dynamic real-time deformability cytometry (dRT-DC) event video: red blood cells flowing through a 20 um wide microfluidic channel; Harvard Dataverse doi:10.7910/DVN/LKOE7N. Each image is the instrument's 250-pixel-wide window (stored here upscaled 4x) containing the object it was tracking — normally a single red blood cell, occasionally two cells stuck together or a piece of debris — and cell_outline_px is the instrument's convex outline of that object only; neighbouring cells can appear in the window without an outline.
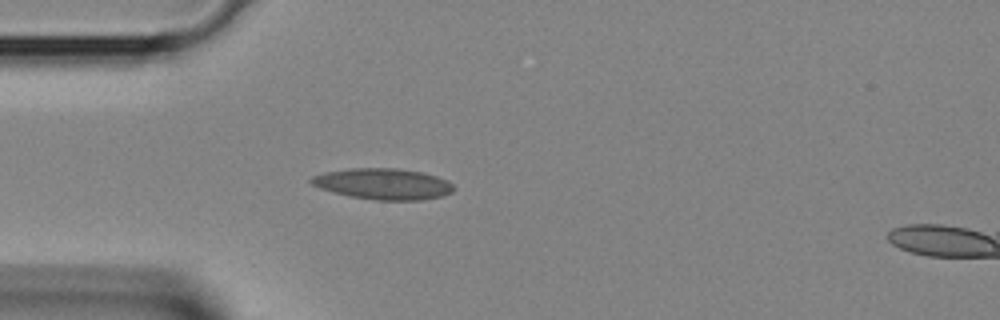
{"species": "Egyptian fruit bat (a non-hibernating species)", "species_latin": "Rousettus aegyptiacus", "temperature_condition": "room temperature", "stored_images_in_passage": 28, "camera_frame_rate_fps": 3000, "um_per_image_px": 0.085, "animal": {"sex": "female"}, "frame": {"image": 1, "passage_image": 2, "time_ms": 0.333, "image_size_px": [1000, 320], "cell_outline_px": [[456, 188], [452, 192], [444, 196], [420, 200], [376, 200], [352, 196], [332, 192], [320, 188], [312, 184], [308, 180], [312, 176], [324, 172], [352, 168], [396, 168], [420, 172], [436, 176], [448, 180]], "centroid_in_image_um": [32.58, 15.63], "position_along_channel_um": 52.4, "area_um2": 25.78}}
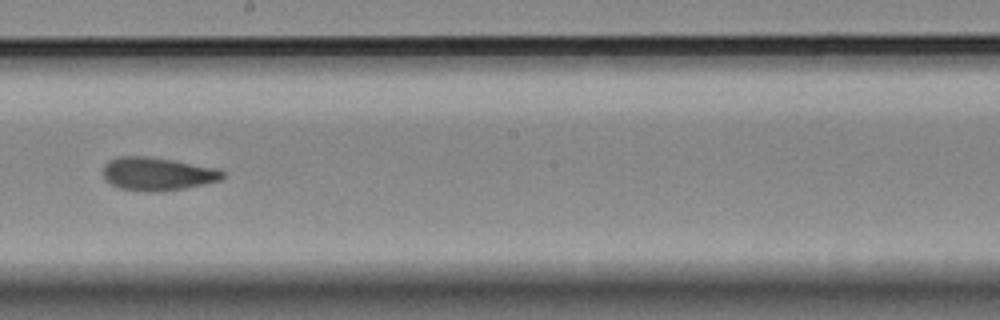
{"frame": {"image": 2, "passage_image": 13, "time_ms": 4.0, "image_size_px": [1000, 320], "cell_outline_px": [[224, 176], [220, 180], [204, 184], [164, 192], [148, 192], [120, 188], [104, 180], [104, 164], [108, 160], [120, 156], [144, 156], [172, 160], [216, 168], [224, 172]], "centroid_in_image_um": [13.36, 14.79], "position_along_channel_um": 234.8, "area_um2": 23.06}}
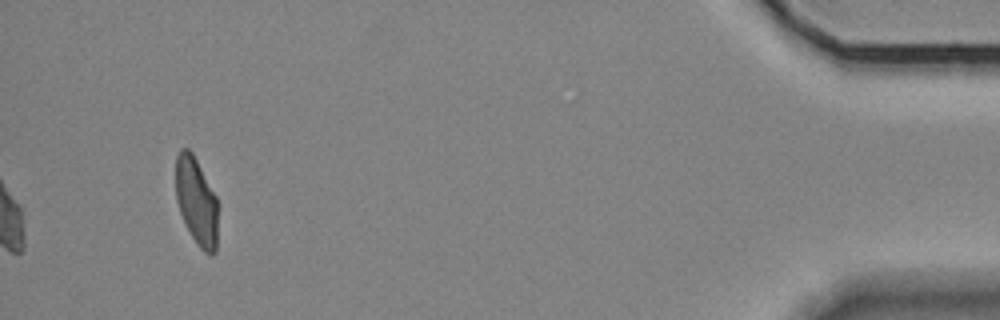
{"frame": {"image": 3, "passage_image": 28, "time_ms": 9.0, "image_size_px": [1000, 320], "cell_outline_px": [[216, 252], [212, 256], [208, 256], [200, 248], [192, 236], [180, 212], [176, 200], [176, 156], [180, 148], [188, 148], [192, 152], [216, 196]], "centroid_in_image_um": [16.68, 17.1], "position_along_channel_um": 418.5, "area_um2": 21.21}}